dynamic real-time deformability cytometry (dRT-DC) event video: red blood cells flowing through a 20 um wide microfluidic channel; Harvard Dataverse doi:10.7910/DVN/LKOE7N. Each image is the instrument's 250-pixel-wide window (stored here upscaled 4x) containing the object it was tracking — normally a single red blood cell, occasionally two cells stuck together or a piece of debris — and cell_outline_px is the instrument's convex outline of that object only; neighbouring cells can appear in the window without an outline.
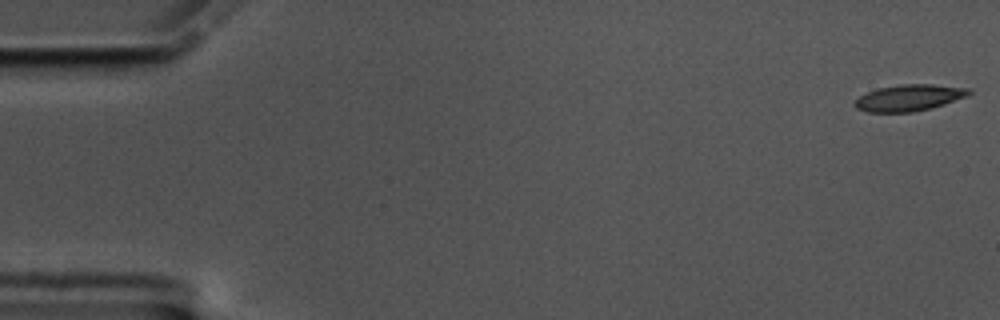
{"species": "common noctule bat (a hibernating species)", "species_latin": "Nyctalus noctula", "temperature_condition": "cold", "stored_images_in_passage": 10, "camera_frame_rate_fps": 3000, "um_per_image_px": 0.085, "animal": {"sex": "male", "body_mass_g": 17.5, "forearm_length_mm": 52.3}, "frame": {"image": 1, "passage_image": 1, "time_ms": 0.0, "image_size_px": [1000, 320], "cell_outline_px": [[972, 92], [968, 96], [932, 108], [912, 112], [868, 112], [856, 108], [852, 104], [860, 96], [876, 88], [900, 84], [932, 84], [972, 88]], "centroid_in_image_um": [77.3, 8.3], "position_along_channel_um": 7.7, "area_um2": 17.74}}